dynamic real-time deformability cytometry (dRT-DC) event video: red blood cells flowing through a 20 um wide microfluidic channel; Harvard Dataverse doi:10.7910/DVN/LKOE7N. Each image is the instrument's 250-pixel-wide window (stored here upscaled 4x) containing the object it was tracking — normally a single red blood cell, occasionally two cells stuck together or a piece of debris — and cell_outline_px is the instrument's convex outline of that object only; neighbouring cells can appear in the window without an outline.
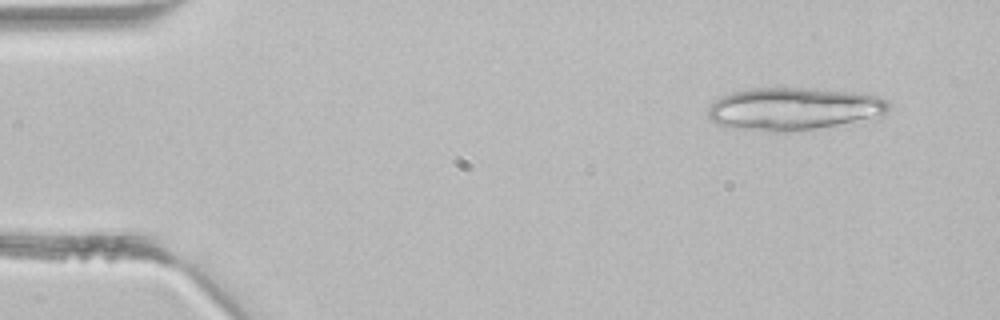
{"species": "common noctule bat (a hibernating species)", "species_latin": "Nyctalus noctula", "temperature_condition": "room temperature", "stored_images_in_passage": 11, "camera_frame_rate_fps": 3000, "um_per_image_px": 0.085, "animal": {"sex": "male", "body_mass_g": 21.5, "forearm_length_mm": 52.0}, "frame": {"image": 1, "passage_image": 4, "time_ms": 1.0, "image_size_px": [1000, 320], "cell_outline_px": [[888, 108], [884, 120], [784, 132], [772, 132], [724, 128], [708, 120], [708, 108], [720, 96], [732, 92], [748, 88], [800, 88], [852, 92], [876, 96], [884, 100], [888, 104]], "centroid_in_image_um": [67.49, 9.29], "position_along_channel_um": 17.5, "area_um2": 46.01}}